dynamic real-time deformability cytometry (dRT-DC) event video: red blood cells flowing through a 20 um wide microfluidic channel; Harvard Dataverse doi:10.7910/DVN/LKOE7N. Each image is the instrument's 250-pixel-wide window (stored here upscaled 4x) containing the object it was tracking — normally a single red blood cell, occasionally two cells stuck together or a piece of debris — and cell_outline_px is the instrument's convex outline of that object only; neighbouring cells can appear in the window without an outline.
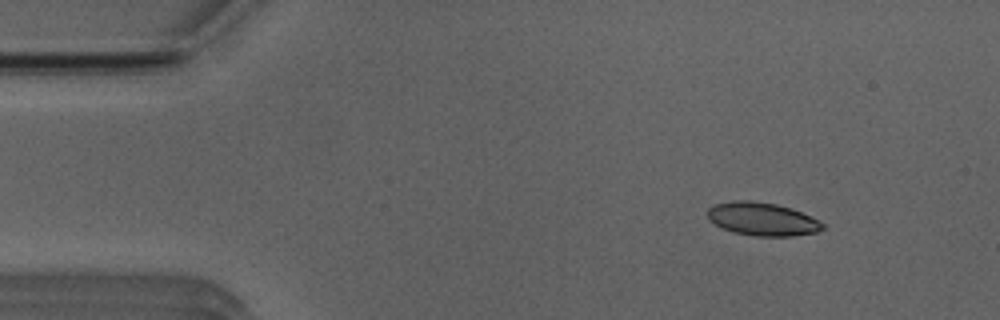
{"species": "Egyptian fruit bat (a non-hibernating species)", "species_latin": "Rousettus aegyptiacus", "temperature_condition": "room temperature", "stored_images_in_passage": 50, "camera_frame_rate_fps": 3000, "um_per_image_px": 0.085, "animal": {"sex": "male"}, "frame": {"image": 1, "passage_image": 5, "time_ms": 1.333, "image_size_px": [1000, 320], "cell_outline_px": [[824, 228], [816, 232], [792, 236], [756, 236], [732, 232], [720, 228], [708, 220], [708, 208], [716, 204], [732, 200], [752, 200], [776, 204], [792, 208], [824, 224]], "centroid_in_image_um": [64.73, 18.62], "position_along_channel_um": 20.3, "area_um2": 22.25}}
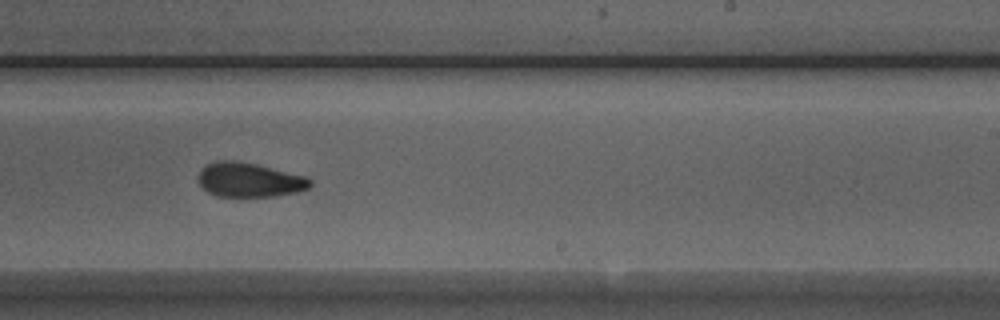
{"frame": {"image": 2, "passage_image": 30, "time_ms": 9.667, "image_size_px": [1000, 320], "cell_outline_px": [[312, 184], [308, 188], [296, 192], [276, 196], [216, 196], [208, 192], [200, 184], [200, 168], [216, 160], [236, 160], [256, 164], [304, 176], [312, 180]], "centroid_in_image_um": [21.19, 15.28], "position_along_channel_um": 267.8, "area_um2": 22.2}}
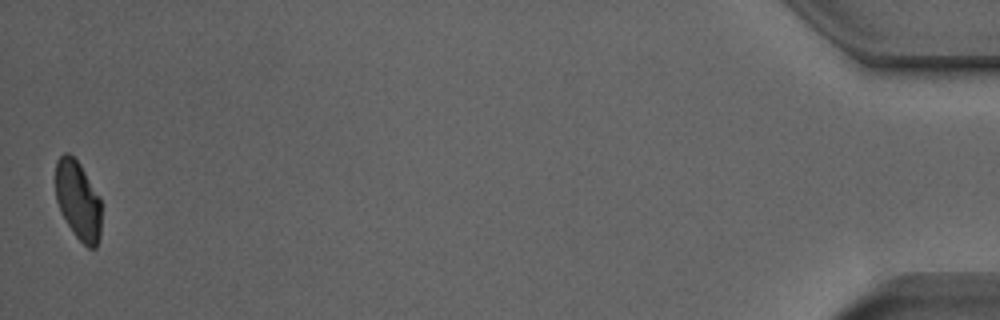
{"frame": {"image": 3, "passage_image": 50, "time_ms": 16.333, "image_size_px": [1000, 320], "cell_outline_px": [[100, 240], [96, 248], [88, 248], [76, 236], [60, 212], [56, 200], [56, 160], [64, 152], [68, 152], [80, 164], [100, 196]], "centroid_in_image_um": [6.64, 17.03], "position_along_channel_um": 428.6, "area_um2": 21.1}, "authors_computed_cell_mechanics": {"area_um2": 22.7154, "velocity_mm_per_s": 3.937, "shape_relaxation_time_tau1_ms": 5.5604, "shape_relaxation_time_tau2_ms": 3.0992, "deformation_change_tau1": 0.1666, "deformation_change_tau2": 0.0932}}